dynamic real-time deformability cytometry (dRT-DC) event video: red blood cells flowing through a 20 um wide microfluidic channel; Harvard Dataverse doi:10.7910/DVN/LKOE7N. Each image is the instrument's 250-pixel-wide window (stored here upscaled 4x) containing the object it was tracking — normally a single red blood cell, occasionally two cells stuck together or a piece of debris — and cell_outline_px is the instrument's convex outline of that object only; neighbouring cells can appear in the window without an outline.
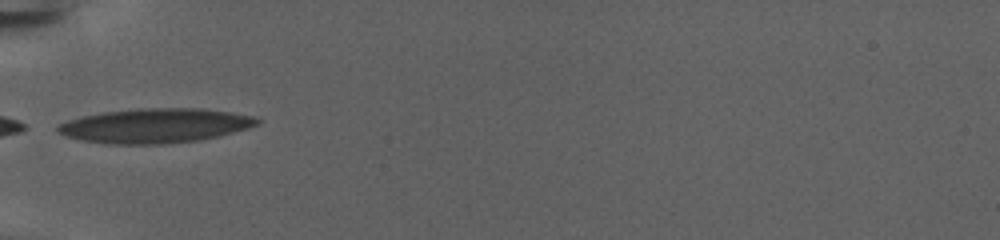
{"species": "human", "species_latin": "Homo sapiens", "temperature_condition": "warm", "stored_images_in_passage": 96, "camera_frame_rate_fps": 3000, "um_per_image_px": 0.085, "donor": {"sex": "female"}, "frame": {"image": 1, "passage_image": 1, "time_ms": 0.0, "image_size_px": [1000, 240], "cell_outline_px": [[260, 124], [248, 128], [220, 136], [200, 140], [164, 144], [104, 144], [80, 140], [64, 136], [56, 132], [56, 124], [80, 116], [104, 112], [136, 108], [200, 108], [232, 112], [252, 116], [260, 120]], "centroid_in_image_um": [13.14, 10.68], "position_along_channel_um": 71.9, "area_um2": 40.58}}
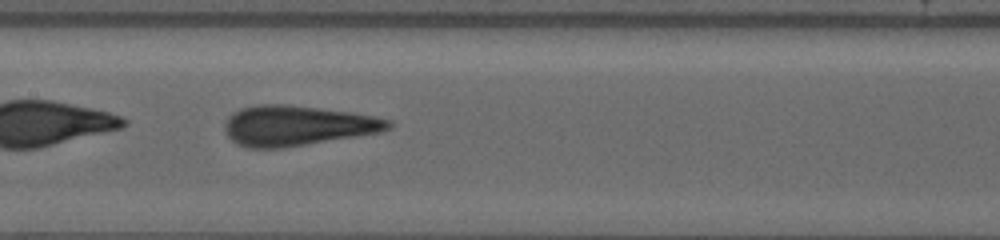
{"frame": {"image": 2, "passage_image": 25, "time_ms": 8.0, "image_size_px": [1000, 240], "cell_outline_px": [[392, 128], [380, 132], [284, 148], [248, 148], [236, 144], [224, 132], [224, 120], [232, 112], [240, 108], [256, 104], [284, 104], [352, 112], [392, 120]], "centroid_in_image_um": [25.21, 10.68], "position_along_channel_um": 182.2, "area_um2": 38.55}}
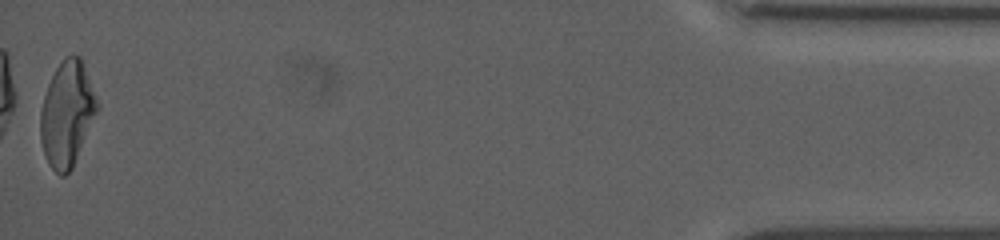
{"frame": {"image": 3, "passage_image": 95, "time_ms": 31.333, "image_size_px": [1000, 240], "cell_outline_px": [[100, 108], [72, 168], [64, 176], [60, 176], [48, 164], [40, 140], [40, 112], [44, 96], [48, 84], [56, 68], [64, 56], [80, 56], [100, 104]], "centroid_in_image_um": [5.71, 9.69], "position_along_channel_um": 429.5, "area_um2": 34.85}}